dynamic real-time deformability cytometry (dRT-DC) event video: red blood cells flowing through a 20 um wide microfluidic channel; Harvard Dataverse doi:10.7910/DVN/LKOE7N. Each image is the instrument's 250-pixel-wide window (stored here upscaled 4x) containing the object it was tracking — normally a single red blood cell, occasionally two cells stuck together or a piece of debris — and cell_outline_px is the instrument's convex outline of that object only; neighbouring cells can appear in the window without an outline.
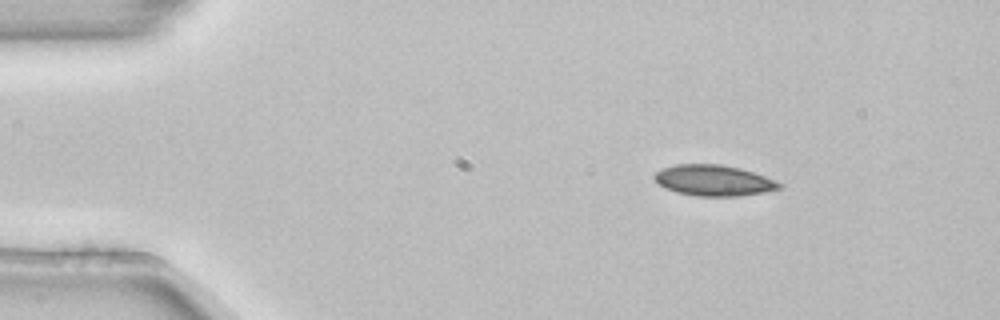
{"species": "common noctule bat (a hibernating species)", "species_latin": "Nyctalus noctula", "temperature_condition": "room temperature", "stored_images_in_passage": 3, "camera_frame_rate_fps": 3000, "um_per_image_px": 0.085, "animal": {"sex": "female", "body_mass_g": 22.7, "forearm_length_mm": 54.2}, "frame": {"image": 1, "passage_image": 1, "time_ms": 0.0, "image_size_px": [1000, 320], "cell_outline_px": [[784, 188], [764, 192], [740, 196], [696, 196], [676, 192], [660, 184], [652, 176], [656, 172], [664, 168], [676, 164], [720, 164], [740, 168], [776, 180], [784, 184]], "centroid_in_image_um": [60.72, 15.34], "position_along_channel_um": 24.3, "area_um2": 22.43}}
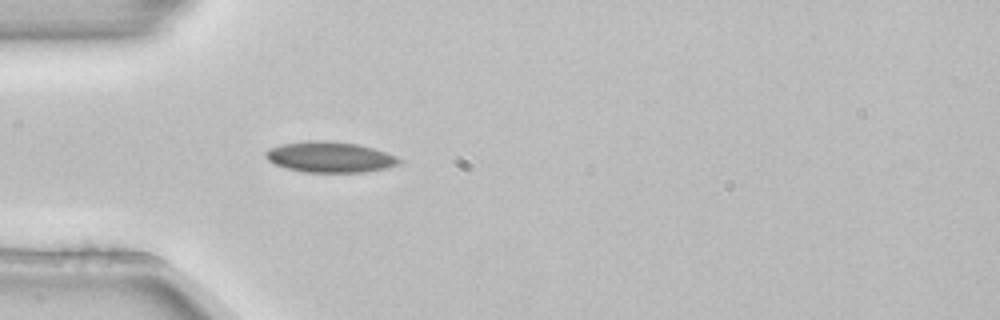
{"frame": {"image": 2, "passage_image": 3, "time_ms": 0.667, "image_size_px": [1000, 320], "cell_outline_px": [[400, 160], [396, 164], [384, 168], [364, 172], [304, 172], [288, 168], [276, 164], [268, 160], [264, 156], [264, 152], [268, 148], [280, 144], [308, 140], [328, 140], [356, 144], [372, 148], [396, 156]], "centroid_in_image_um": [27.96, 13.33], "position_along_channel_um": 57.0, "area_um2": 23.7}}